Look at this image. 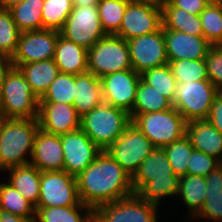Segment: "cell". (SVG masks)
<instances>
[{"label":"cell","mask_w":222,"mask_h":222,"mask_svg":"<svg viewBox=\"0 0 222 222\" xmlns=\"http://www.w3.org/2000/svg\"><path fill=\"white\" fill-rule=\"evenodd\" d=\"M209 3H221L222 0H207Z\"/></svg>","instance_id":"cell-51"},{"label":"cell","mask_w":222,"mask_h":222,"mask_svg":"<svg viewBox=\"0 0 222 222\" xmlns=\"http://www.w3.org/2000/svg\"><path fill=\"white\" fill-rule=\"evenodd\" d=\"M103 102L101 81L98 77L89 71L75 75L73 106L80 117Z\"/></svg>","instance_id":"cell-22"},{"label":"cell","mask_w":222,"mask_h":222,"mask_svg":"<svg viewBox=\"0 0 222 222\" xmlns=\"http://www.w3.org/2000/svg\"><path fill=\"white\" fill-rule=\"evenodd\" d=\"M13 67V63L10 57L0 53V90L7 73Z\"/></svg>","instance_id":"cell-45"},{"label":"cell","mask_w":222,"mask_h":222,"mask_svg":"<svg viewBox=\"0 0 222 222\" xmlns=\"http://www.w3.org/2000/svg\"><path fill=\"white\" fill-rule=\"evenodd\" d=\"M180 176L174 174L163 148L155 147L132 176L134 194L160 205V200L177 196Z\"/></svg>","instance_id":"cell-2"},{"label":"cell","mask_w":222,"mask_h":222,"mask_svg":"<svg viewBox=\"0 0 222 222\" xmlns=\"http://www.w3.org/2000/svg\"><path fill=\"white\" fill-rule=\"evenodd\" d=\"M60 136L64 154V171L75 177L102 152L81 128Z\"/></svg>","instance_id":"cell-16"},{"label":"cell","mask_w":222,"mask_h":222,"mask_svg":"<svg viewBox=\"0 0 222 222\" xmlns=\"http://www.w3.org/2000/svg\"><path fill=\"white\" fill-rule=\"evenodd\" d=\"M0 107L7 119L38 117L39 99L33 94L23 73L12 67L0 90Z\"/></svg>","instance_id":"cell-5"},{"label":"cell","mask_w":222,"mask_h":222,"mask_svg":"<svg viewBox=\"0 0 222 222\" xmlns=\"http://www.w3.org/2000/svg\"><path fill=\"white\" fill-rule=\"evenodd\" d=\"M7 120L3 110L0 107V129L2 128L4 122Z\"/></svg>","instance_id":"cell-50"},{"label":"cell","mask_w":222,"mask_h":222,"mask_svg":"<svg viewBox=\"0 0 222 222\" xmlns=\"http://www.w3.org/2000/svg\"><path fill=\"white\" fill-rule=\"evenodd\" d=\"M24 0H0V8L1 9H11L17 4H20Z\"/></svg>","instance_id":"cell-47"},{"label":"cell","mask_w":222,"mask_h":222,"mask_svg":"<svg viewBox=\"0 0 222 222\" xmlns=\"http://www.w3.org/2000/svg\"><path fill=\"white\" fill-rule=\"evenodd\" d=\"M5 171L10 174L7 183L36 207L40 196L41 171L30 163Z\"/></svg>","instance_id":"cell-25"},{"label":"cell","mask_w":222,"mask_h":222,"mask_svg":"<svg viewBox=\"0 0 222 222\" xmlns=\"http://www.w3.org/2000/svg\"><path fill=\"white\" fill-rule=\"evenodd\" d=\"M172 170L177 176L187 175L188 161L191 158L193 146L186 135L165 147H163Z\"/></svg>","instance_id":"cell-38"},{"label":"cell","mask_w":222,"mask_h":222,"mask_svg":"<svg viewBox=\"0 0 222 222\" xmlns=\"http://www.w3.org/2000/svg\"><path fill=\"white\" fill-rule=\"evenodd\" d=\"M203 37L212 45L217 46L222 41V2L209 3L200 13Z\"/></svg>","instance_id":"cell-36"},{"label":"cell","mask_w":222,"mask_h":222,"mask_svg":"<svg viewBox=\"0 0 222 222\" xmlns=\"http://www.w3.org/2000/svg\"><path fill=\"white\" fill-rule=\"evenodd\" d=\"M217 87L210 80L177 82L173 107L188 121L207 119Z\"/></svg>","instance_id":"cell-8"},{"label":"cell","mask_w":222,"mask_h":222,"mask_svg":"<svg viewBox=\"0 0 222 222\" xmlns=\"http://www.w3.org/2000/svg\"><path fill=\"white\" fill-rule=\"evenodd\" d=\"M220 48H222V41L220 42V44L218 45Z\"/></svg>","instance_id":"cell-53"},{"label":"cell","mask_w":222,"mask_h":222,"mask_svg":"<svg viewBox=\"0 0 222 222\" xmlns=\"http://www.w3.org/2000/svg\"><path fill=\"white\" fill-rule=\"evenodd\" d=\"M0 211L24 218H35V206L8 183H0Z\"/></svg>","instance_id":"cell-32"},{"label":"cell","mask_w":222,"mask_h":222,"mask_svg":"<svg viewBox=\"0 0 222 222\" xmlns=\"http://www.w3.org/2000/svg\"><path fill=\"white\" fill-rule=\"evenodd\" d=\"M207 120L222 133V92L216 95Z\"/></svg>","instance_id":"cell-44"},{"label":"cell","mask_w":222,"mask_h":222,"mask_svg":"<svg viewBox=\"0 0 222 222\" xmlns=\"http://www.w3.org/2000/svg\"><path fill=\"white\" fill-rule=\"evenodd\" d=\"M140 79L141 74L133 69L114 72L100 78L104 103L130 113Z\"/></svg>","instance_id":"cell-17"},{"label":"cell","mask_w":222,"mask_h":222,"mask_svg":"<svg viewBox=\"0 0 222 222\" xmlns=\"http://www.w3.org/2000/svg\"><path fill=\"white\" fill-rule=\"evenodd\" d=\"M0 222H36V218H24L0 211Z\"/></svg>","instance_id":"cell-46"},{"label":"cell","mask_w":222,"mask_h":222,"mask_svg":"<svg viewBox=\"0 0 222 222\" xmlns=\"http://www.w3.org/2000/svg\"><path fill=\"white\" fill-rule=\"evenodd\" d=\"M206 190V177L187 174L180 178L177 196L181 198L185 206L190 209L188 212L191 213L190 216H188L190 219L203 207Z\"/></svg>","instance_id":"cell-28"},{"label":"cell","mask_w":222,"mask_h":222,"mask_svg":"<svg viewBox=\"0 0 222 222\" xmlns=\"http://www.w3.org/2000/svg\"><path fill=\"white\" fill-rule=\"evenodd\" d=\"M39 129L37 118L7 119L0 129V170L30 163ZM29 152L30 160L25 157Z\"/></svg>","instance_id":"cell-3"},{"label":"cell","mask_w":222,"mask_h":222,"mask_svg":"<svg viewBox=\"0 0 222 222\" xmlns=\"http://www.w3.org/2000/svg\"><path fill=\"white\" fill-rule=\"evenodd\" d=\"M60 31L42 29L20 33L13 64H26L53 59Z\"/></svg>","instance_id":"cell-14"},{"label":"cell","mask_w":222,"mask_h":222,"mask_svg":"<svg viewBox=\"0 0 222 222\" xmlns=\"http://www.w3.org/2000/svg\"><path fill=\"white\" fill-rule=\"evenodd\" d=\"M132 69L142 74L148 69L168 64L164 31H158L127 40Z\"/></svg>","instance_id":"cell-13"},{"label":"cell","mask_w":222,"mask_h":222,"mask_svg":"<svg viewBox=\"0 0 222 222\" xmlns=\"http://www.w3.org/2000/svg\"><path fill=\"white\" fill-rule=\"evenodd\" d=\"M131 122L127 111L103 102L80 118V128L102 151H105Z\"/></svg>","instance_id":"cell-4"},{"label":"cell","mask_w":222,"mask_h":222,"mask_svg":"<svg viewBox=\"0 0 222 222\" xmlns=\"http://www.w3.org/2000/svg\"><path fill=\"white\" fill-rule=\"evenodd\" d=\"M89 222H98L94 217Z\"/></svg>","instance_id":"cell-52"},{"label":"cell","mask_w":222,"mask_h":222,"mask_svg":"<svg viewBox=\"0 0 222 222\" xmlns=\"http://www.w3.org/2000/svg\"><path fill=\"white\" fill-rule=\"evenodd\" d=\"M221 164L222 162L217 158L193 149L188 161L187 174L206 177Z\"/></svg>","instance_id":"cell-41"},{"label":"cell","mask_w":222,"mask_h":222,"mask_svg":"<svg viewBox=\"0 0 222 222\" xmlns=\"http://www.w3.org/2000/svg\"><path fill=\"white\" fill-rule=\"evenodd\" d=\"M152 142L163 148L186 135L187 121L174 108L136 115L131 122Z\"/></svg>","instance_id":"cell-6"},{"label":"cell","mask_w":222,"mask_h":222,"mask_svg":"<svg viewBox=\"0 0 222 222\" xmlns=\"http://www.w3.org/2000/svg\"><path fill=\"white\" fill-rule=\"evenodd\" d=\"M88 50L74 42L58 36L53 57L60 73L82 74L88 71Z\"/></svg>","instance_id":"cell-23"},{"label":"cell","mask_w":222,"mask_h":222,"mask_svg":"<svg viewBox=\"0 0 222 222\" xmlns=\"http://www.w3.org/2000/svg\"><path fill=\"white\" fill-rule=\"evenodd\" d=\"M72 10V0H44L42 7L43 29L60 31Z\"/></svg>","instance_id":"cell-35"},{"label":"cell","mask_w":222,"mask_h":222,"mask_svg":"<svg viewBox=\"0 0 222 222\" xmlns=\"http://www.w3.org/2000/svg\"><path fill=\"white\" fill-rule=\"evenodd\" d=\"M35 209L36 222H89L93 218V209L87 205Z\"/></svg>","instance_id":"cell-31"},{"label":"cell","mask_w":222,"mask_h":222,"mask_svg":"<svg viewBox=\"0 0 222 222\" xmlns=\"http://www.w3.org/2000/svg\"><path fill=\"white\" fill-rule=\"evenodd\" d=\"M43 5L44 0H24L9 9L20 32L43 29Z\"/></svg>","instance_id":"cell-30"},{"label":"cell","mask_w":222,"mask_h":222,"mask_svg":"<svg viewBox=\"0 0 222 222\" xmlns=\"http://www.w3.org/2000/svg\"><path fill=\"white\" fill-rule=\"evenodd\" d=\"M154 148L149 138L131 123L106 152L133 176Z\"/></svg>","instance_id":"cell-9"},{"label":"cell","mask_w":222,"mask_h":222,"mask_svg":"<svg viewBox=\"0 0 222 222\" xmlns=\"http://www.w3.org/2000/svg\"><path fill=\"white\" fill-rule=\"evenodd\" d=\"M13 66L19 68L23 73L31 91L39 100L60 73L53 59L26 64H13Z\"/></svg>","instance_id":"cell-24"},{"label":"cell","mask_w":222,"mask_h":222,"mask_svg":"<svg viewBox=\"0 0 222 222\" xmlns=\"http://www.w3.org/2000/svg\"><path fill=\"white\" fill-rule=\"evenodd\" d=\"M88 71L99 79L132 69L127 41L117 35L106 34L88 50Z\"/></svg>","instance_id":"cell-7"},{"label":"cell","mask_w":222,"mask_h":222,"mask_svg":"<svg viewBox=\"0 0 222 222\" xmlns=\"http://www.w3.org/2000/svg\"><path fill=\"white\" fill-rule=\"evenodd\" d=\"M141 79L166 97L173 105L177 82L169 64L144 71Z\"/></svg>","instance_id":"cell-34"},{"label":"cell","mask_w":222,"mask_h":222,"mask_svg":"<svg viewBox=\"0 0 222 222\" xmlns=\"http://www.w3.org/2000/svg\"><path fill=\"white\" fill-rule=\"evenodd\" d=\"M77 188L82 204L93 210L134 194L132 176L127 173L107 152L97 158L77 177Z\"/></svg>","instance_id":"cell-1"},{"label":"cell","mask_w":222,"mask_h":222,"mask_svg":"<svg viewBox=\"0 0 222 222\" xmlns=\"http://www.w3.org/2000/svg\"><path fill=\"white\" fill-rule=\"evenodd\" d=\"M80 116L73 105L39 103L38 124L43 131L61 135L80 129Z\"/></svg>","instance_id":"cell-18"},{"label":"cell","mask_w":222,"mask_h":222,"mask_svg":"<svg viewBox=\"0 0 222 222\" xmlns=\"http://www.w3.org/2000/svg\"><path fill=\"white\" fill-rule=\"evenodd\" d=\"M16 23L13 20L12 13L8 9L0 8V53L10 58L17 49V43L20 36Z\"/></svg>","instance_id":"cell-40"},{"label":"cell","mask_w":222,"mask_h":222,"mask_svg":"<svg viewBox=\"0 0 222 222\" xmlns=\"http://www.w3.org/2000/svg\"><path fill=\"white\" fill-rule=\"evenodd\" d=\"M208 79L222 92V48L211 46L205 58Z\"/></svg>","instance_id":"cell-42"},{"label":"cell","mask_w":222,"mask_h":222,"mask_svg":"<svg viewBox=\"0 0 222 222\" xmlns=\"http://www.w3.org/2000/svg\"><path fill=\"white\" fill-rule=\"evenodd\" d=\"M186 137L194 149L222 162V133L207 119L188 121Z\"/></svg>","instance_id":"cell-21"},{"label":"cell","mask_w":222,"mask_h":222,"mask_svg":"<svg viewBox=\"0 0 222 222\" xmlns=\"http://www.w3.org/2000/svg\"><path fill=\"white\" fill-rule=\"evenodd\" d=\"M133 1L144 3V4L154 5L159 8H162L164 6V4L167 2V0H133Z\"/></svg>","instance_id":"cell-49"},{"label":"cell","mask_w":222,"mask_h":222,"mask_svg":"<svg viewBox=\"0 0 222 222\" xmlns=\"http://www.w3.org/2000/svg\"><path fill=\"white\" fill-rule=\"evenodd\" d=\"M129 0H99L98 14L102 29L106 34L115 35L121 25Z\"/></svg>","instance_id":"cell-33"},{"label":"cell","mask_w":222,"mask_h":222,"mask_svg":"<svg viewBox=\"0 0 222 222\" xmlns=\"http://www.w3.org/2000/svg\"><path fill=\"white\" fill-rule=\"evenodd\" d=\"M73 6H97L99 0H72Z\"/></svg>","instance_id":"cell-48"},{"label":"cell","mask_w":222,"mask_h":222,"mask_svg":"<svg viewBox=\"0 0 222 222\" xmlns=\"http://www.w3.org/2000/svg\"><path fill=\"white\" fill-rule=\"evenodd\" d=\"M81 203L77 180L63 171L41 172L40 196L35 208L69 207Z\"/></svg>","instance_id":"cell-11"},{"label":"cell","mask_w":222,"mask_h":222,"mask_svg":"<svg viewBox=\"0 0 222 222\" xmlns=\"http://www.w3.org/2000/svg\"><path fill=\"white\" fill-rule=\"evenodd\" d=\"M162 27L161 8L136 1H129L122 19V25L115 34L126 41L147 35Z\"/></svg>","instance_id":"cell-15"},{"label":"cell","mask_w":222,"mask_h":222,"mask_svg":"<svg viewBox=\"0 0 222 222\" xmlns=\"http://www.w3.org/2000/svg\"><path fill=\"white\" fill-rule=\"evenodd\" d=\"M174 7L186 10L188 13L200 15L209 5L207 0H168Z\"/></svg>","instance_id":"cell-43"},{"label":"cell","mask_w":222,"mask_h":222,"mask_svg":"<svg viewBox=\"0 0 222 222\" xmlns=\"http://www.w3.org/2000/svg\"><path fill=\"white\" fill-rule=\"evenodd\" d=\"M176 82H193L209 80L205 59L203 60H174L168 62Z\"/></svg>","instance_id":"cell-39"},{"label":"cell","mask_w":222,"mask_h":222,"mask_svg":"<svg viewBox=\"0 0 222 222\" xmlns=\"http://www.w3.org/2000/svg\"><path fill=\"white\" fill-rule=\"evenodd\" d=\"M161 10L163 29L181 31L193 36H203L200 15H194L184 9L174 7L168 0Z\"/></svg>","instance_id":"cell-26"},{"label":"cell","mask_w":222,"mask_h":222,"mask_svg":"<svg viewBox=\"0 0 222 222\" xmlns=\"http://www.w3.org/2000/svg\"><path fill=\"white\" fill-rule=\"evenodd\" d=\"M172 107V103L166 97L140 79L133 110L129 114L132 120L138 114L164 111Z\"/></svg>","instance_id":"cell-29"},{"label":"cell","mask_w":222,"mask_h":222,"mask_svg":"<svg viewBox=\"0 0 222 222\" xmlns=\"http://www.w3.org/2000/svg\"><path fill=\"white\" fill-rule=\"evenodd\" d=\"M206 183L205 203L191 219L208 218L222 222V164L206 176Z\"/></svg>","instance_id":"cell-27"},{"label":"cell","mask_w":222,"mask_h":222,"mask_svg":"<svg viewBox=\"0 0 222 222\" xmlns=\"http://www.w3.org/2000/svg\"><path fill=\"white\" fill-rule=\"evenodd\" d=\"M30 164L39 171H63L64 154L61 136L37 130Z\"/></svg>","instance_id":"cell-19"},{"label":"cell","mask_w":222,"mask_h":222,"mask_svg":"<svg viewBox=\"0 0 222 222\" xmlns=\"http://www.w3.org/2000/svg\"><path fill=\"white\" fill-rule=\"evenodd\" d=\"M60 34L89 50L106 35L100 23L97 6H73Z\"/></svg>","instance_id":"cell-12"},{"label":"cell","mask_w":222,"mask_h":222,"mask_svg":"<svg viewBox=\"0 0 222 222\" xmlns=\"http://www.w3.org/2000/svg\"><path fill=\"white\" fill-rule=\"evenodd\" d=\"M158 206L133 194L97 206L93 210V217L98 222H158Z\"/></svg>","instance_id":"cell-10"},{"label":"cell","mask_w":222,"mask_h":222,"mask_svg":"<svg viewBox=\"0 0 222 222\" xmlns=\"http://www.w3.org/2000/svg\"><path fill=\"white\" fill-rule=\"evenodd\" d=\"M169 61L203 60L212 46L203 36H193L181 31L163 29Z\"/></svg>","instance_id":"cell-20"},{"label":"cell","mask_w":222,"mask_h":222,"mask_svg":"<svg viewBox=\"0 0 222 222\" xmlns=\"http://www.w3.org/2000/svg\"><path fill=\"white\" fill-rule=\"evenodd\" d=\"M75 75L59 73L39 103H66L73 105Z\"/></svg>","instance_id":"cell-37"}]
</instances>
